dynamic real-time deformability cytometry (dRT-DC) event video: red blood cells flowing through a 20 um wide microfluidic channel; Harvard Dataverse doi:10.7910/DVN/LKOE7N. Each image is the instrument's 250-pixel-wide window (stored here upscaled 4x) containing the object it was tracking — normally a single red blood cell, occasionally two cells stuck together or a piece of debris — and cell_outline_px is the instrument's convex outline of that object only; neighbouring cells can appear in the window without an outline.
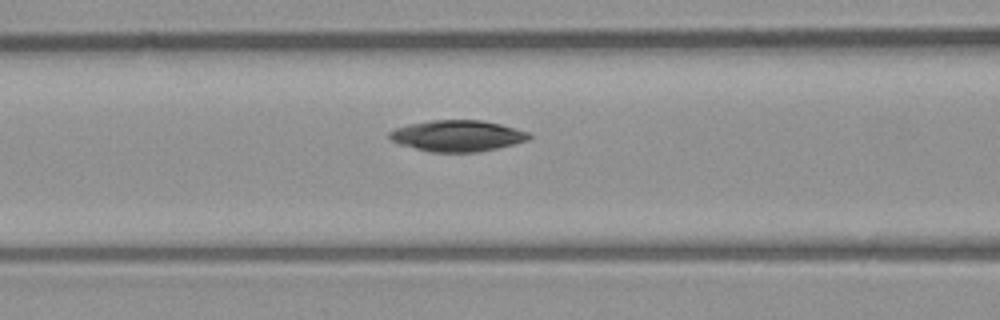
{"species": "common noctule bat (a hibernating species)", "species_latin": "Nyctalus noctula", "temperature_condition": "room temperature", "stored_images_in_passage": 6, "camera_frame_rate_fps": 3000, "um_per_image_px": 0.085, "animal": {"sex": "male", "body_mass_g": 23.1, "forearm_length_mm": 52.7}, "frame": {"image": 1, "passage_image": 6, "time_ms": 6.667, "image_size_px": [1000, 320], "cell_outline_px": [[532, 136], [528, 140], [496, 148], [476, 152], [432, 152], [400, 144], [392, 140], [388, 136], [388, 132], [396, 128], [408, 124], [432, 120], [480, 120], [500, 124], [516, 128], [528, 132]], "centroid_in_image_um": [38.87, 11.54], "position_along_channel_um": 127.7, "area_um2": 25.14}}